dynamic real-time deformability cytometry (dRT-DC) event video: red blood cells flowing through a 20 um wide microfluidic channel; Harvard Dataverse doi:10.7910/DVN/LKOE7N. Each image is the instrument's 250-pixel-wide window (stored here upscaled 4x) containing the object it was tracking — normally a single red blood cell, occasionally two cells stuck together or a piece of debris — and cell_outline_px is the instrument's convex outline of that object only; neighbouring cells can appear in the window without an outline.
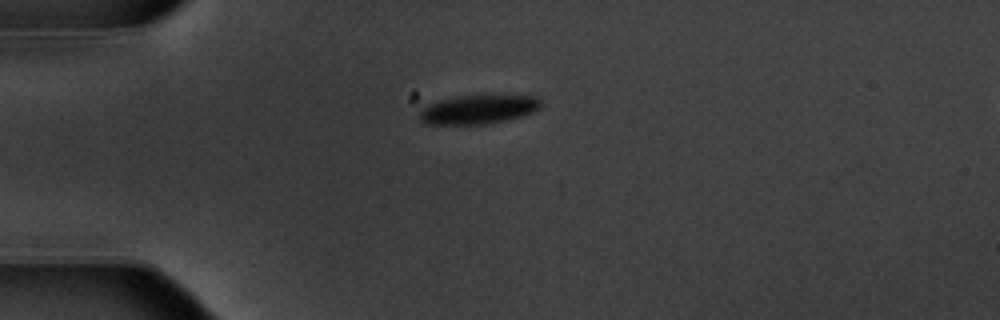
{"species": "common noctule bat (a hibernating species)", "species_latin": "Nyctalus noctula", "temperature_condition": "warm", "stored_images_in_passage": 4, "camera_frame_rate_fps": 3000, "um_per_image_px": 0.085, "animal": {"sex": "male", "body_mass_g": 20.1, "forearm_length_mm": 53.5}, "frame": {"image": 1, "passage_image": 1, "time_ms": 0.0, "image_size_px": [1000, 320], "cell_outline_px": [[540, 104], [532, 112], [520, 116], [484, 124], [424, 124], [420, 120], [412, 100], [412, 92], [416, 92], [536, 96], [540, 100]], "centroid_in_image_um": [40.01, 9.14], "position_along_channel_um": 45.0, "area_um2": 23.99}}